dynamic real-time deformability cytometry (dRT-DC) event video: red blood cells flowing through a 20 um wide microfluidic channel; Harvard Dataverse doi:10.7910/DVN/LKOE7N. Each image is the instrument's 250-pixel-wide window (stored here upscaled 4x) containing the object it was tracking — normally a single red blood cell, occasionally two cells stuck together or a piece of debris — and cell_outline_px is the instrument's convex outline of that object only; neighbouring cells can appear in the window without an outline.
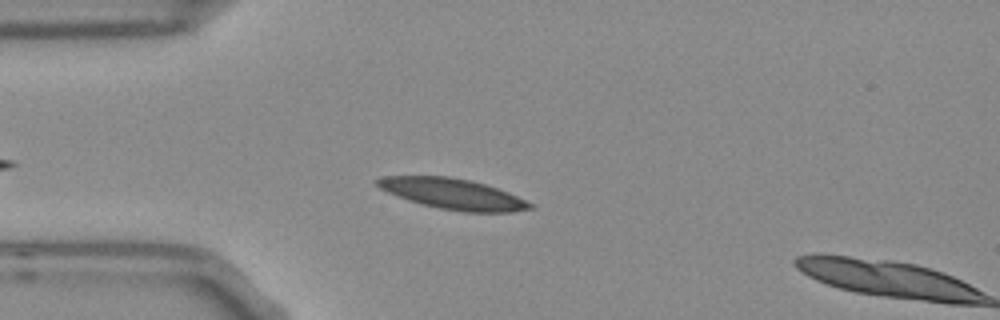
{"species": "Egyptian fruit bat (a non-hibernating species)", "species_latin": "Rousettus aegyptiacus", "temperature_condition": "room temperature", "stored_images_in_passage": 8, "camera_frame_rate_fps": 3000, "um_per_image_px": 0.085, "frame": {"image": 1, "passage_image": 7, "time_ms": 2.0, "image_size_px": [1000, 320], "cell_outline_px": [[536, 208], [512, 212], [464, 212], [440, 208], [420, 204], [396, 196], [380, 188], [376, 184], [376, 180], [380, 176], [448, 176], [468, 180], [484, 184], [508, 192], [532, 204]], "centroid_in_image_um": [38.47, 16.48], "position_along_channel_um": 46.5, "area_um2": 27.11}}